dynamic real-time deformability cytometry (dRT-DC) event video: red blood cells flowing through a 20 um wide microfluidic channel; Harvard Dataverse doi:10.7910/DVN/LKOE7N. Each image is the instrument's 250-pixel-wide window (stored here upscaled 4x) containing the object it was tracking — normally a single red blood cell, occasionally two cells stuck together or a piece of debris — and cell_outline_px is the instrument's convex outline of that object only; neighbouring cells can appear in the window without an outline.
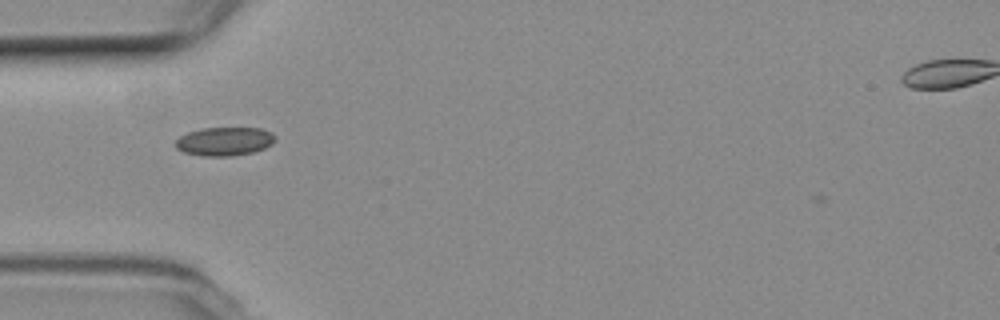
{"species": "common noctule bat (a hibernating species)", "species_latin": "Nyctalus noctula", "temperature_condition": "room temperature", "stored_images_in_passage": 8, "camera_frame_rate_fps": 3000, "um_per_image_px": 0.085, "animal": {"sex": "female", "body_mass_g": 19.3, "forearm_length_mm": 54.1}, "frame": {"image": 1, "passage_image": 2, "time_ms": 0.333, "image_size_px": [1000, 320], "cell_outline_px": [[276, 140], [272, 144], [264, 148], [252, 152], [232, 156], [200, 156], [184, 152], [176, 148], [176, 140], [180, 136], [188, 132], [204, 128], [260, 128], [272, 132], [276, 136]], "centroid_in_image_um": [19.1, 12.02], "position_along_channel_um": 65.9, "area_um2": 16.65}}
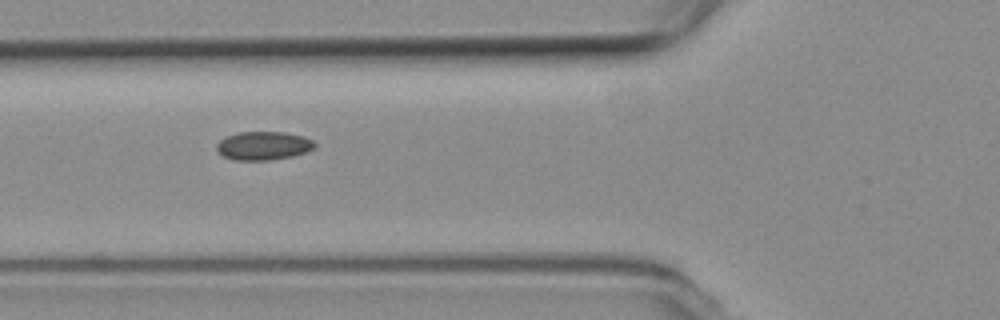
{"frame": {"image": 2, "passage_image": 5, "time_ms": 1.333, "image_size_px": [1000, 320], "cell_outline_px": [[316, 144], [308, 152], [292, 156], [268, 160], [232, 160], [224, 156], [216, 148], [216, 144], [220, 140], [236, 132], [284, 132], [304, 136], [312, 140]], "centroid_in_image_um": [22.39, 12.38], "position_along_channel_um": 103.4, "area_um2": 16.24}}
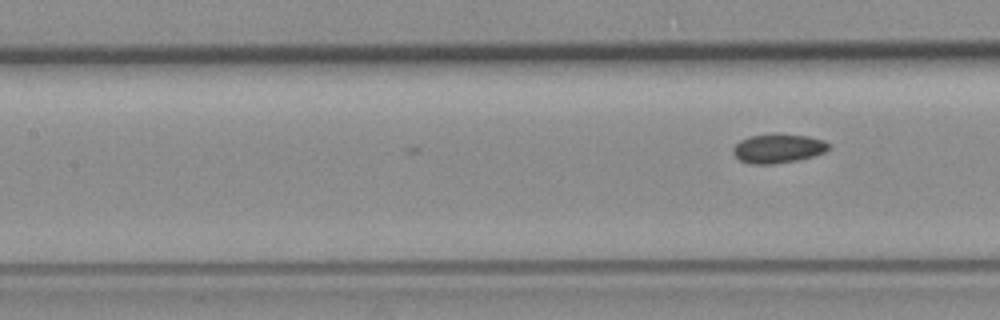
{"frame": {"image": 3, "passage_image": 8, "time_ms": 2.333, "image_size_px": [1000, 320], "cell_outline_px": [[832, 148], [824, 152], [812, 156], [796, 160], [772, 164], [752, 164], [740, 160], [732, 152], [732, 148], [740, 140], [748, 136], [776, 132], [808, 136], [824, 140]], "centroid_in_image_um": [66.13, 12.59], "position_along_channel_um": 141.3, "area_um2": 16.47}}